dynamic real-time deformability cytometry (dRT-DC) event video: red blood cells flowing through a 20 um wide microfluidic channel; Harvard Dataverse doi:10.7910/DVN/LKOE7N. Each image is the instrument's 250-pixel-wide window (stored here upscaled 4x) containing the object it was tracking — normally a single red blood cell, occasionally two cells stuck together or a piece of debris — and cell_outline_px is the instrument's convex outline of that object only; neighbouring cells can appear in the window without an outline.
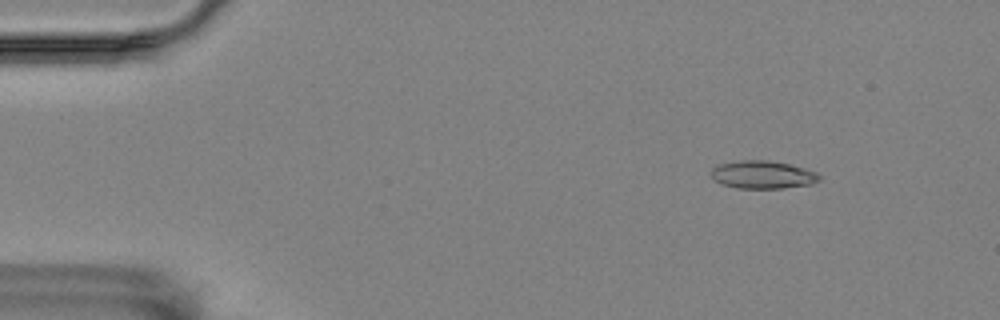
{"species": "Egyptian fruit bat (a non-hibernating species)", "species_latin": "Rousettus aegyptiacus", "temperature_condition": "room temperature", "stored_images_in_passage": 54, "camera_frame_rate_fps": 3000, "um_per_image_px": 0.085, "animal": {"sex": "female"}, "frame": {"image": 1, "passage_image": 4, "time_ms": 1.0, "image_size_px": [1000, 320], "cell_outline_px": [[820, 180], [812, 184], [784, 188], [736, 188], [724, 184], [716, 180], [712, 176], [712, 168], [720, 164], [744, 160], [768, 160], [788, 164], [804, 168], [816, 172], [820, 176]], "centroid_in_image_um": [64.87, 14.85], "position_along_channel_um": 20.1, "area_um2": 17.34}}
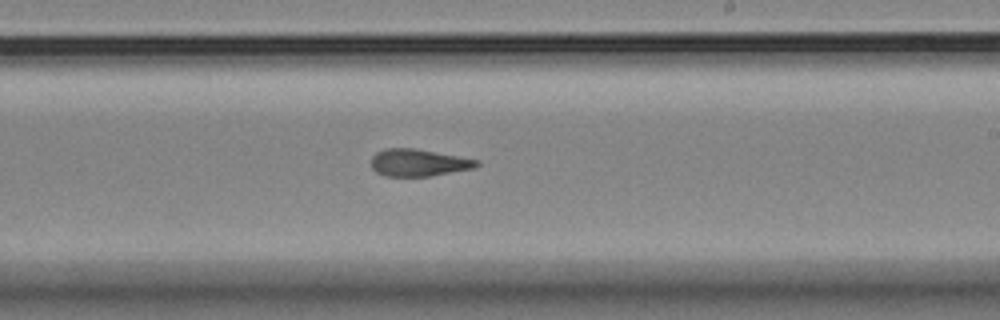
{"frame": {"image": 2, "passage_image": 31, "time_ms": 10.0, "image_size_px": [1000, 320], "cell_outline_px": [[480, 164], [472, 168], [432, 176], [384, 176], [376, 172], [372, 168], [372, 156], [376, 152], [388, 148], [416, 148], [480, 160]], "centroid_in_image_um": [35.57, 13.82], "position_along_channel_um": 253.4, "area_um2": 16.7}}
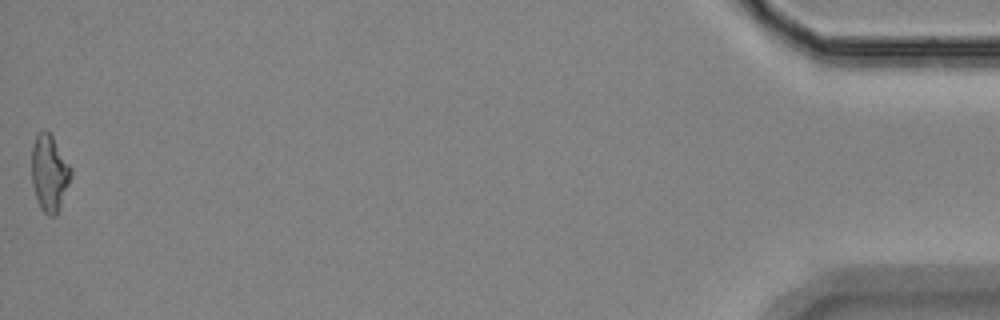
{"frame": {"image": 3, "passage_image": 54, "time_ms": 17.667, "image_size_px": [1000, 320], "cell_outline_px": [[72, 176], [56, 216], [48, 216], [40, 208], [32, 184], [32, 148], [36, 136], [40, 132], [48, 132], [52, 136], [72, 168]], "centroid_in_image_um": [4.21, 14.74], "position_along_channel_um": 431.0, "area_um2": 17.28}, "authors_computed_cell_mechanics": {"area_um2": 17.2244, "velocity_mm_per_s": 3.5245, "shape_relaxation_time_tau1_ms": null, "shape_relaxation_time_tau2_ms": 4.0139, "deformation_change_tau1": null, "deformation_change_tau2": 0.1226}}